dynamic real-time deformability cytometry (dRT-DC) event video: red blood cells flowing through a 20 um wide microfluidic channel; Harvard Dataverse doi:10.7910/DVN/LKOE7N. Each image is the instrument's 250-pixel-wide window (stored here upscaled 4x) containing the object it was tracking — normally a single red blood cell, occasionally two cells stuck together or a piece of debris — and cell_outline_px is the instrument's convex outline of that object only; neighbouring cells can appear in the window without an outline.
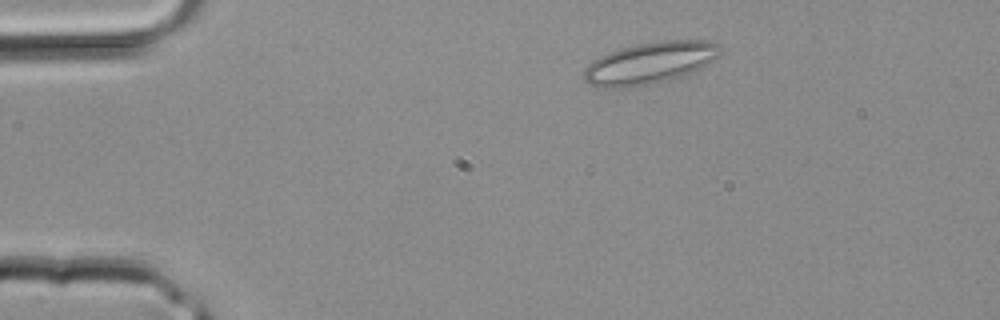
{"species": "common noctule bat (a hibernating species)", "species_latin": "Nyctalus noctula", "temperature_condition": "room temperature", "stored_images_in_passage": 3, "camera_frame_rate_fps": 3000, "um_per_image_px": 0.085, "animal": {"sex": "male", "body_mass_g": 20.4}, "frame": {"image": 1, "passage_image": 3, "time_ms": 0.667, "image_size_px": [1000, 320], "cell_outline_px": [[720, 48], [716, 56], [700, 68], [688, 76], [652, 84], [620, 88], [600, 88], [588, 84], [584, 80], [584, 68], [592, 60], [608, 52], [620, 48], [636, 44], [664, 40], [708, 40], [720, 44]], "centroid_in_image_um": [55.2, 5.36], "position_along_channel_um": 29.8, "area_um2": 33.47}}